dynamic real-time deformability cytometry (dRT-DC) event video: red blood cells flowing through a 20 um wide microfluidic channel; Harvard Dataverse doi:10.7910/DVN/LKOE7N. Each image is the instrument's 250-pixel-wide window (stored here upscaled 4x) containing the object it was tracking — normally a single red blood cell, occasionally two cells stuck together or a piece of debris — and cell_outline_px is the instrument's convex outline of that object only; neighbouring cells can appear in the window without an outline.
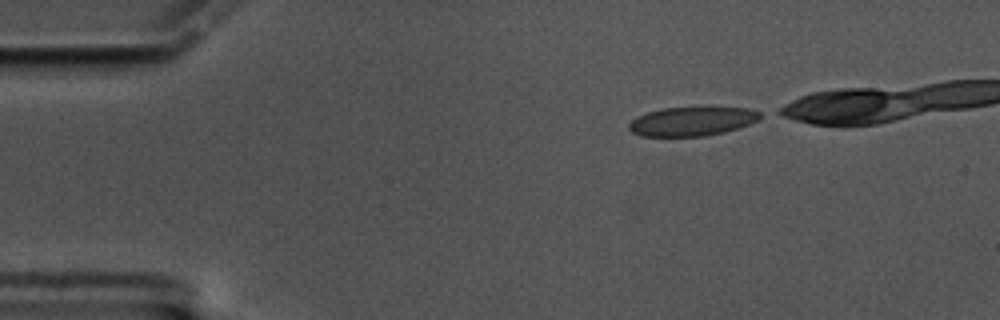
{"species": "common noctule bat (a hibernating species)", "species_latin": "Nyctalus noctula", "temperature_condition": "cold", "stored_images_in_passage": 40, "camera_frame_rate_fps": 3000, "um_per_image_px": 0.085, "animal": {"sex": "male", "body_mass_g": 17.5, "forearm_length_mm": 52.3}, "frame": {"image": 1, "passage_image": 1, "time_ms": 0.0, "image_size_px": [1000, 320], "cell_outline_px": [[760, 116], [756, 120], [748, 124], [724, 132], [704, 136], [640, 136], [632, 132], [628, 128], [628, 124], [632, 120], [648, 112], [664, 108], [748, 108], [760, 112]], "centroid_in_image_um": [58.78, 10.32], "position_along_channel_um": 26.2, "area_um2": 21.68}}
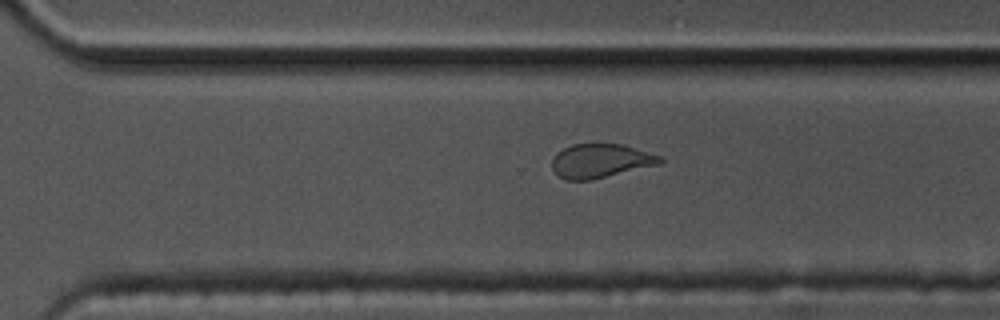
{"frame": {"image": 2, "passage_image": 33, "time_ms": 10.667, "image_size_px": [1000, 320], "cell_outline_px": [[664, 160], [660, 164], [592, 180], [564, 180], [552, 168], [552, 156], [556, 152], [572, 144], [624, 144], [660, 156]], "centroid_in_image_um": [51.03, 13.67], "position_along_channel_um": 319.6, "area_um2": 21.44}}
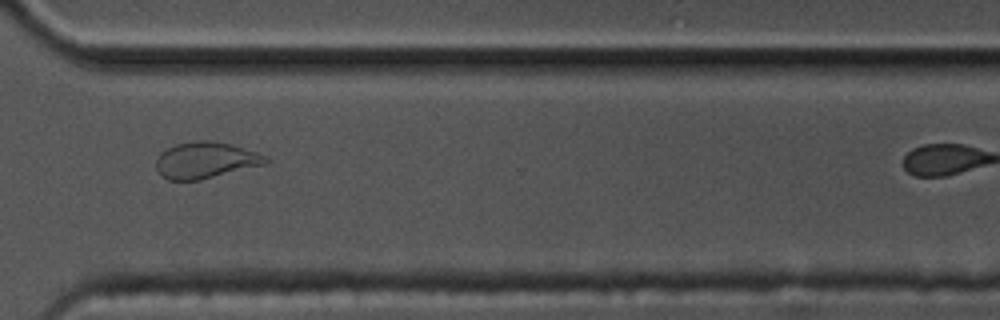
{"frame": {"image": 3, "passage_image": 36, "time_ms": 11.667, "image_size_px": [1000, 320], "cell_outline_px": [[268, 164], [200, 180], [168, 180], [156, 168], [156, 160], [160, 152], [176, 144], [196, 140], [208, 140], [232, 144], [268, 156]], "centroid_in_image_um": [17.51, 13.61], "position_along_channel_um": 353.1, "area_um2": 23.29}}